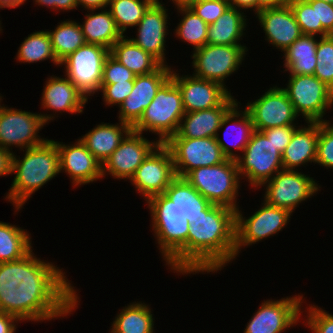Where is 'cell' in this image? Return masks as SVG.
I'll return each mask as SVG.
<instances>
[{"label": "cell", "instance_id": "1", "mask_svg": "<svg viewBox=\"0 0 333 333\" xmlns=\"http://www.w3.org/2000/svg\"><path fill=\"white\" fill-rule=\"evenodd\" d=\"M62 269L36 257L33 249L19 260L0 263V311L34 323L73 314L79 290Z\"/></svg>", "mask_w": 333, "mask_h": 333}, {"label": "cell", "instance_id": "2", "mask_svg": "<svg viewBox=\"0 0 333 333\" xmlns=\"http://www.w3.org/2000/svg\"><path fill=\"white\" fill-rule=\"evenodd\" d=\"M236 211L211 204L189 224L187 235L188 274H213L236 259Z\"/></svg>", "mask_w": 333, "mask_h": 333}, {"label": "cell", "instance_id": "3", "mask_svg": "<svg viewBox=\"0 0 333 333\" xmlns=\"http://www.w3.org/2000/svg\"><path fill=\"white\" fill-rule=\"evenodd\" d=\"M22 152L23 157L12 154L11 174L15 176L4 197L14 207V213L22 210L36 191L61 173L59 150L53 139Z\"/></svg>", "mask_w": 333, "mask_h": 333}, {"label": "cell", "instance_id": "4", "mask_svg": "<svg viewBox=\"0 0 333 333\" xmlns=\"http://www.w3.org/2000/svg\"><path fill=\"white\" fill-rule=\"evenodd\" d=\"M145 204L150 211V227L164 265L169 271L186 276L188 220L164 193L151 197Z\"/></svg>", "mask_w": 333, "mask_h": 333}, {"label": "cell", "instance_id": "5", "mask_svg": "<svg viewBox=\"0 0 333 333\" xmlns=\"http://www.w3.org/2000/svg\"><path fill=\"white\" fill-rule=\"evenodd\" d=\"M184 114L181 91L170 77L160 87L132 130L142 134L149 131L158 135L156 139L159 143H165L177 133Z\"/></svg>", "mask_w": 333, "mask_h": 333}, {"label": "cell", "instance_id": "6", "mask_svg": "<svg viewBox=\"0 0 333 333\" xmlns=\"http://www.w3.org/2000/svg\"><path fill=\"white\" fill-rule=\"evenodd\" d=\"M184 178L211 204L238 209L242 182L236 160L227 158L214 166L196 168Z\"/></svg>", "mask_w": 333, "mask_h": 333}, {"label": "cell", "instance_id": "7", "mask_svg": "<svg viewBox=\"0 0 333 333\" xmlns=\"http://www.w3.org/2000/svg\"><path fill=\"white\" fill-rule=\"evenodd\" d=\"M241 179L257 190L283 170L282 154L261 131L254 130L242 154L236 159Z\"/></svg>", "mask_w": 333, "mask_h": 333}, {"label": "cell", "instance_id": "8", "mask_svg": "<svg viewBox=\"0 0 333 333\" xmlns=\"http://www.w3.org/2000/svg\"><path fill=\"white\" fill-rule=\"evenodd\" d=\"M287 87L294 111L305 122H328L326 111L333 108V90L314 75H289ZM324 117V119H323Z\"/></svg>", "mask_w": 333, "mask_h": 333}, {"label": "cell", "instance_id": "9", "mask_svg": "<svg viewBox=\"0 0 333 333\" xmlns=\"http://www.w3.org/2000/svg\"><path fill=\"white\" fill-rule=\"evenodd\" d=\"M261 204L260 208L249 217L243 215L241 207L236 210V259L242 248L245 249L278 234L291 220L292 213L287 209L269 205L264 200Z\"/></svg>", "mask_w": 333, "mask_h": 333}, {"label": "cell", "instance_id": "10", "mask_svg": "<svg viewBox=\"0 0 333 333\" xmlns=\"http://www.w3.org/2000/svg\"><path fill=\"white\" fill-rule=\"evenodd\" d=\"M110 50L96 44L85 43L60 62L65 76L87 99L99 94L103 76V65Z\"/></svg>", "mask_w": 333, "mask_h": 333}, {"label": "cell", "instance_id": "11", "mask_svg": "<svg viewBox=\"0 0 333 333\" xmlns=\"http://www.w3.org/2000/svg\"><path fill=\"white\" fill-rule=\"evenodd\" d=\"M248 47L246 45H212L206 44L195 50L190 56L193 76L215 81L226 86L228 77L239 70L245 60Z\"/></svg>", "mask_w": 333, "mask_h": 333}, {"label": "cell", "instance_id": "12", "mask_svg": "<svg viewBox=\"0 0 333 333\" xmlns=\"http://www.w3.org/2000/svg\"><path fill=\"white\" fill-rule=\"evenodd\" d=\"M314 177L304 174L300 170H281L270 180L264 182V201L269 205L284 208L292 214L300 203L318 194L321 186ZM266 188V189H265Z\"/></svg>", "mask_w": 333, "mask_h": 333}, {"label": "cell", "instance_id": "13", "mask_svg": "<svg viewBox=\"0 0 333 333\" xmlns=\"http://www.w3.org/2000/svg\"><path fill=\"white\" fill-rule=\"evenodd\" d=\"M2 102L3 99L0 101V148L13 153L12 146L22 151L47 140L39 135L46 126L39 112L9 108Z\"/></svg>", "mask_w": 333, "mask_h": 333}, {"label": "cell", "instance_id": "14", "mask_svg": "<svg viewBox=\"0 0 333 333\" xmlns=\"http://www.w3.org/2000/svg\"><path fill=\"white\" fill-rule=\"evenodd\" d=\"M304 299L303 294L299 293L277 300H263L247 322L243 333H284L299 325L302 322V303L306 302Z\"/></svg>", "mask_w": 333, "mask_h": 333}, {"label": "cell", "instance_id": "15", "mask_svg": "<svg viewBox=\"0 0 333 333\" xmlns=\"http://www.w3.org/2000/svg\"><path fill=\"white\" fill-rule=\"evenodd\" d=\"M176 177L171 152L164 143H159L136 169L129 182L146 202L164 193Z\"/></svg>", "mask_w": 333, "mask_h": 333}, {"label": "cell", "instance_id": "16", "mask_svg": "<svg viewBox=\"0 0 333 333\" xmlns=\"http://www.w3.org/2000/svg\"><path fill=\"white\" fill-rule=\"evenodd\" d=\"M164 144L171 152L176 176L182 178L196 168L214 166L227 159L215 137L169 138Z\"/></svg>", "mask_w": 333, "mask_h": 333}, {"label": "cell", "instance_id": "17", "mask_svg": "<svg viewBox=\"0 0 333 333\" xmlns=\"http://www.w3.org/2000/svg\"><path fill=\"white\" fill-rule=\"evenodd\" d=\"M258 97L251 102L248 101L244 106L251 117L254 130L262 131L273 127L298 125L296 120L299 116L295 113L288 94L282 87L273 85Z\"/></svg>", "mask_w": 333, "mask_h": 333}, {"label": "cell", "instance_id": "18", "mask_svg": "<svg viewBox=\"0 0 333 333\" xmlns=\"http://www.w3.org/2000/svg\"><path fill=\"white\" fill-rule=\"evenodd\" d=\"M158 144L157 139L150 141L142 133L131 130L102 165L103 179L111 175L117 180H130Z\"/></svg>", "mask_w": 333, "mask_h": 333}, {"label": "cell", "instance_id": "19", "mask_svg": "<svg viewBox=\"0 0 333 333\" xmlns=\"http://www.w3.org/2000/svg\"><path fill=\"white\" fill-rule=\"evenodd\" d=\"M168 12L162 0H155L135 27L137 29L135 38L128 37L134 44L155 57L162 65L167 66L169 65L165 57L166 39L170 31L168 29V24L170 25Z\"/></svg>", "mask_w": 333, "mask_h": 333}, {"label": "cell", "instance_id": "20", "mask_svg": "<svg viewBox=\"0 0 333 333\" xmlns=\"http://www.w3.org/2000/svg\"><path fill=\"white\" fill-rule=\"evenodd\" d=\"M43 86L41 97V109L51 110L53 113H39L43 121L48 125L51 121L58 118L62 113L82 114L88 99L76 86L64 75L47 77ZM55 112V114H54ZM59 113V114H58ZM61 113V114H60Z\"/></svg>", "mask_w": 333, "mask_h": 333}, {"label": "cell", "instance_id": "21", "mask_svg": "<svg viewBox=\"0 0 333 333\" xmlns=\"http://www.w3.org/2000/svg\"><path fill=\"white\" fill-rule=\"evenodd\" d=\"M172 69V66L161 65L152 73L136 75L132 92L119 106L118 120L133 127L160 87L171 77Z\"/></svg>", "mask_w": 333, "mask_h": 333}, {"label": "cell", "instance_id": "22", "mask_svg": "<svg viewBox=\"0 0 333 333\" xmlns=\"http://www.w3.org/2000/svg\"><path fill=\"white\" fill-rule=\"evenodd\" d=\"M178 69H172L171 78L179 87L185 113L210 109L221 105L230 95L222 84L201 79L190 73L179 75Z\"/></svg>", "mask_w": 333, "mask_h": 333}, {"label": "cell", "instance_id": "23", "mask_svg": "<svg viewBox=\"0 0 333 333\" xmlns=\"http://www.w3.org/2000/svg\"><path fill=\"white\" fill-rule=\"evenodd\" d=\"M60 155V172L68 175L72 187H81L103 179L102 164L78 139L75 143L55 141Z\"/></svg>", "mask_w": 333, "mask_h": 333}, {"label": "cell", "instance_id": "24", "mask_svg": "<svg viewBox=\"0 0 333 333\" xmlns=\"http://www.w3.org/2000/svg\"><path fill=\"white\" fill-rule=\"evenodd\" d=\"M265 41L282 53L303 35L289 4L260 10L256 17Z\"/></svg>", "mask_w": 333, "mask_h": 333}, {"label": "cell", "instance_id": "25", "mask_svg": "<svg viewBox=\"0 0 333 333\" xmlns=\"http://www.w3.org/2000/svg\"><path fill=\"white\" fill-rule=\"evenodd\" d=\"M240 106L241 103L237 102L226 113L215 137L223 154L228 159L233 160H236L242 154L254 131L253 123L248 111ZM222 132L224 138L221 136Z\"/></svg>", "mask_w": 333, "mask_h": 333}, {"label": "cell", "instance_id": "26", "mask_svg": "<svg viewBox=\"0 0 333 333\" xmlns=\"http://www.w3.org/2000/svg\"><path fill=\"white\" fill-rule=\"evenodd\" d=\"M237 102L235 96L231 94L217 107L185 113L177 133L170 138L216 137L223 117Z\"/></svg>", "mask_w": 333, "mask_h": 333}, {"label": "cell", "instance_id": "27", "mask_svg": "<svg viewBox=\"0 0 333 333\" xmlns=\"http://www.w3.org/2000/svg\"><path fill=\"white\" fill-rule=\"evenodd\" d=\"M307 123V124H306ZM299 125L290 143L282 154L283 170L299 171L308 163L316 162L319 122H305ZM298 168V169H297Z\"/></svg>", "mask_w": 333, "mask_h": 333}, {"label": "cell", "instance_id": "28", "mask_svg": "<svg viewBox=\"0 0 333 333\" xmlns=\"http://www.w3.org/2000/svg\"><path fill=\"white\" fill-rule=\"evenodd\" d=\"M131 130L130 125L119 120L116 124L101 122L79 138L103 165Z\"/></svg>", "mask_w": 333, "mask_h": 333}, {"label": "cell", "instance_id": "29", "mask_svg": "<svg viewBox=\"0 0 333 333\" xmlns=\"http://www.w3.org/2000/svg\"><path fill=\"white\" fill-rule=\"evenodd\" d=\"M84 15V21L79 25L86 43L100 45L110 50L124 36L117 28L108 7L87 10Z\"/></svg>", "mask_w": 333, "mask_h": 333}, {"label": "cell", "instance_id": "30", "mask_svg": "<svg viewBox=\"0 0 333 333\" xmlns=\"http://www.w3.org/2000/svg\"><path fill=\"white\" fill-rule=\"evenodd\" d=\"M247 15L229 6L225 12L208 27L207 44L212 45H246L241 44L246 35Z\"/></svg>", "mask_w": 333, "mask_h": 333}, {"label": "cell", "instance_id": "31", "mask_svg": "<svg viewBox=\"0 0 333 333\" xmlns=\"http://www.w3.org/2000/svg\"><path fill=\"white\" fill-rule=\"evenodd\" d=\"M313 35H302L284 52L283 73L288 71L289 75H314L316 69V49L319 37Z\"/></svg>", "mask_w": 333, "mask_h": 333}, {"label": "cell", "instance_id": "32", "mask_svg": "<svg viewBox=\"0 0 333 333\" xmlns=\"http://www.w3.org/2000/svg\"><path fill=\"white\" fill-rule=\"evenodd\" d=\"M164 194L173 201L189 224L193 223L202 215V211L211 205L185 178L178 176L167 187Z\"/></svg>", "mask_w": 333, "mask_h": 333}, {"label": "cell", "instance_id": "33", "mask_svg": "<svg viewBox=\"0 0 333 333\" xmlns=\"http://www.w3.org/2000/svg\"><path fill=\"white\" fill-rule=\"evenodd\" d=\"M111 322L110 333H155L152 308L142 301L125 305Z\"/></svg>", "mask_w": 333, "mask_h": 333}, {"label": "cell", "instance_id": "34", "mask_svg": "<svg viewBox=\"0 0 333 333\" xmlns=\"http://www.w3.org/2000/svg\"><path fill=\"white\" fill-rule=\"evenodd\" d=\"M110 54L135 75L152 73L162 65L150 53L134 44L127 35L112 46Z\"/></svg>", "mask_w": 333, "mask_h": 333}, {"label": "cell", "instance_id": "35", "mask_svg": "<svg viewBox=\"0 0 333 333\" xmlns=\"http://www.w3.org/2000/svg\"><path fill=\"white\" fill-rule=\"evenodd\" d=\"M32 245L27 229L0 221V263L21 259L33 249Z\"/></svg>", "mask_w": 333, "mask_h": 333}, {"label": "cell", "instance_id": "36", "mask_svg": "<svg viewBox=\"0 0 333 333\" xmlns=\"http://www.w3.org/2000/svg\"><path fill=\"white\" fill-rule=\"evenodd\" d=\"M48 30L54 54L59 62L86 43L76 20H61L54 30Z\"/></svg>", "mask_w": 333, "mask_h": 333}, {"label": "cell", "instance_id": "37", "mask_svg": "<svg viewBox=\"0 0 333 333\" xmlns=\"http://www.w3.org/2000/svg\"><path fill=\"white\" fill-rule=\"evenodd\" d=\"M15 59L19 63H36L41 61H51L54 66L60 67V62L57 60L50 36L45 30L35 31L28 34L18 47Z\"/></svg>", "mask_w": 333, "mask_h": 333}, {"label": "cell", "instance_id": "38", "mask_svg": "<svg viewBox=\"0 0 333 333\" xmlns=\"http://www.w3.org/2000/svg\"><path fill=\"white\" fill-rule=\"evenodd\" d=\"M181 15V21L173 29L176 38L181 39L193 47V51L207 44V32L209 25L204 22L191 8H179L177 14Z\"/></svg>", "mask_w": 333, "mask_h": 333}, {"label": "cell", "instance_id": "39", "mask_svg": "<svg viewBox=\"0 0 333 333\" xmlns=\"http://www.w3.org/2000/svg\"><path fill=\"white\" fill-rule=\"evenodd\" d=\"M155 0H109L108 9L117 25L125 36L128 28L136 27L143 18L145 11Z\"/></svg>", "mask_w": 333, "mask_h": 333}, {"label": "cell", "instance_id": "40", "mask_svg": "<svg viewBox=\"0 0 333 333\" xmlns=\"http://www.w3.org/2000/svg\"><path fill=\"white\" fill-rule=\"evenodd\" d=\"M289 6L303 35L328 36L322 25H317L316 0H290Z\"/></svg>", "mask_w": 333, "mask_h": 333}, {"label": "cell", "instance_id": "41", "mask_svg": "<svg viewBox=\"0 0 333 333\" xmlns=\"http://www.w3.org/2000/svg\"><path fill=\"white\" fill-rule=\"evenodd\" d=\"M314 76L333 90V35L319 37Z\"/></svg>", "mask_w": 333, "mask_h": 333}, {"label": "cell", "instance_id": "42", "mask_svg": "<svg viewBox=\"0 0 333 333\" xmlns=\"http://www.w3.org/2000/svg\"><path fill=\"white\" fill-rule=\"evenodd\" d=\"M333 122H319V137L315 164L333 170Z\"/></svg>", "mask_w": 333, "mask_h": 333}, {"label": "cell", "instance_id": "43", "mask_svg": "<svg viewBox=\"0 0 333 333\" xmlns=\"http://www.w3.org/2000/svg\"><path fill=\"white\" fill-rule=\"evenodd\" d=\"M302 309V315L306 317V319L302 318L304 321L302 325H305L312 333H333L332 313L330 314L314 303L308 304L305 311L304 308ZM303 312L305 313L303 314Z\"/></svg>", "mask_w": 333, "mask_h": 333}, {"label": "cell", "instance_id": "44", "mask_svg": "<svg viewBox=\"0 0 333 333\" xmlns=\"http://www.w3.org/2000/svg\"><path fill=\"white\" fill-rule=\"evenodd\" d=\"M135 74L109 54L103 65L101 84L134 81Z\"/></svg>", "mask_w": 333, "mask_h": 333}, {"label": "cell", "instance_id": "45", "mask_svg": "<svg viewBox=\"0 0 333 333\" xmlns=\"http://www.w3.org/2000/svg\"><path fill=\"white\" fill-rule=\"evenodd\" d=\"M134 81L117 82L113 84H101L99 92L102 94L104 105L119 107L132 92Z\"/></svg>", "mask_w": 333, "mask_h": 333}, {"label": "cell", "instance_id": "46", "mask_svg": "<svg viewBox=\"0 0 333 333\" xmlns=\"http://www.w3.org/2000/svg\"><path fill=\"white\" fill-rule=\"evenodd\" d=\"M230 6L229 0H201L190 8L208 25L213 24Z\"/></svg>", "mask_w": 333, "mask_h": 333}, {"label": "cell", "instance_id": "47", "mask_svg": "<svg viewBox=\"0 0 333 333\" xmlns=\"http://www.w3.org/2000/svg\"><path fill=\"white\" fill-rule=\"evenodd\" d=\"M299 126L288 125L264 129L261 132L272 141L276 149L283 154L287 145L290 143L292 135Z\"/></svg>", "mask_w": 333, "mask_h": 333}, {"label": "cell", "instance_id": "48", "mask_svg": "<svg viewBox=\"0 0 333 333\" xmlns=\"http://www.w3.org/2000/svg\"><path fill=\"white\" fill-rule=\"evenodd\" d=\"M317 25H322L323 29L333 35V4L316 0Z\"/></svg>", "mask_w": 333, "mask_h": 333}, {"label": "cell", "instance_id": "49", "mask_svg": "<svg viewBox=\"0 0 333 333\" xmlns=\"http://www.w3.org/2000/svg\"><path fill=\"white\" fill-rule=\"evenodd\" d=\"M33 3L56 12H70L78 8L76 0H33Z\"/></svg>", "mask_w": 333, "mask_h": 333}, {"label": "cell", "instance_id": "50", "mask_svg": "<svg viewBox=\"0 0 333 333\" xmlns=\"http://www.w3.org/2000/svg\"><path fill=\"white\" fill-rule=\"evenodd\" d=\"M19 323L15 316L0 311V333H15Z\"/></svg>", "mask_w": 333, "mask_h": 333}, {"label": "cell", "instance_id": "51", "mask_svg": "<svg viewBox=\"0 0 333 333\" xmlns=\"http://www.w3.org/2000/svg\"><path fill=\"white\" fill-rule=\"evenodd\" d=\"M230 6L235 7L237 10L243 11L246 14V11H252L255 15L258 13V0H229Z\"/></svg>", "mask_w": 333, "mask_h": 333}, {"label": "cell", "instance_id": "52", "mask_svg": "<svg viewBox=\"0 0 333 333\" xmlns=\"http://www.w3.org/2000/svg\"><path fill=\"white\" fill-rule=\"evenodd\" d=\"M12 154L13 153L0 148V177L11 174Z\"/></svg>", "mask_w": 333, "mask_h": 333}, {"label": "cell", "instance_id": "53", "mask_svg": "<svg viewBox=\"0 0 333 333\" xmlns=\"http://www.w3.org/2000/svg\"><path fill=\"white\" fill-rule=\"evenodd\" d=\"M78 7L87 10L104 9L108 6L109 0H76Z\"/></svg>", "mask_w": 333, "mask_h": 333}, {"label": "cell", "instance_id": "54", "mask_svg": "<svg viewBox=\"0 0 333 333\" xmlns=\"http://www.w3.org/2000/svg\"><path fill=\"white\" fill-rule=\"evenodd\" d=\"M290 0H258V12L265 8L278 7L288 4Z\"/></svg>", "mask_w": 333, "mask_h": 333}, {"label": "cell", "instance_id": "55", "mask_svg": "<svg viewBox=\"0 0 333 333\" xmlns=\"http://www.w3.org/2000/svg\"><path fill=\"white\" fill-rule=\"evenodd\" d=\"M24 3L23 0H0V9H14L20 7Z\"/></svg>", "mask_w": 333, "mask_h": 333}, {"label": "cell", "instance_id": "56", "mask_svg": "<svg viewBox=\"0 0 333 333\" xmlns=\"http://www.w3.org/2000/svg\"><path fill=\"white\" fill-rule=\"evenodd\" d=\"M175 5V9L190 8L193 4L200 2L201 0H169Z\"/></svg>", "mask_w": 333, "mask_h": 333}, {"label": "cell", "instance_id": "57", "mask_svg": "<svg viewBox=\"0 0 333 333\" xmlns=\"http://www.w3.org/2000/svg\"><path fill=\"white\" fill-rule=\"evenodd\" d=\"M318 1H325V2H327L329 4H333V0H318Z\"/></svg>", "mask_w": 333, "mask_h": 333}, {"label": "cell", "instance_id": "58", "mask_svg": "<svg viewBox=\"0 0 333 333\" xmlns=\"http://www.w3.org/2000/svg\"><path fill=\"white\" fill-rule=\"evenodd\" d=\"M2 22H1V20H0V33H2V31H3V29H2Z\"/></svg>", "mask_w": 333, "mask_h": 333}]
</instances>
